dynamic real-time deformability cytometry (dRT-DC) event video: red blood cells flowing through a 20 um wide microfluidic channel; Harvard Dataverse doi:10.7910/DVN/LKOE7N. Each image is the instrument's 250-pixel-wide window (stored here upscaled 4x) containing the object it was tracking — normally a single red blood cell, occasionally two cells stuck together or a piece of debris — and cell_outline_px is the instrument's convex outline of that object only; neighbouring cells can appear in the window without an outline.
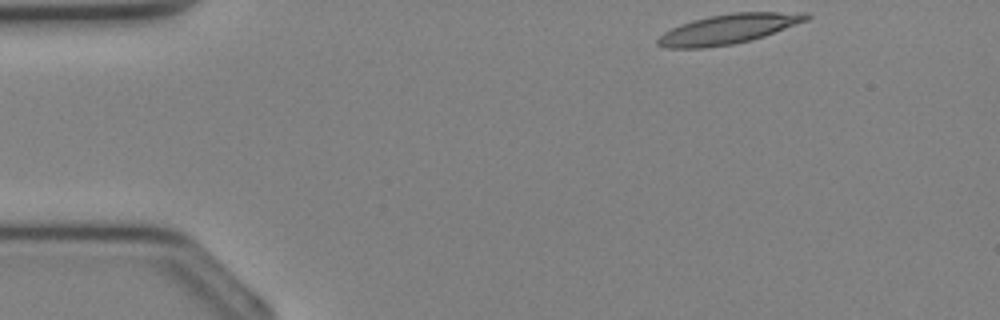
{"species": "Egyptian fruit bat (a non-hibernating species)", "species_latin": "Rousettus aegyptiacus", "temperature_condition": "cold", "stored_images_in_passage": 32, "camera_frame_rate_fps": 3000, "um_per_image_px": 0.085, "animal": {"sex": "female"}, "frame": {"image": 1, "passage_image": 1, "time_ms": 0.0, "image_size_px": [1000, 320], "cell_outline_px": [[812, 16], [808, 20], [764, 36], [752, 40], [732, 44], [704, 48], [664, 48], [656, 44], [656, 40], [664, 32], [680, 24], [692, 20], [708, 16], [732, 12], [808, 12]], "centroid_in_image_um": [61.92, 2.46], "position_along_channel_um": 23.1, "area_um2": 25.89}}
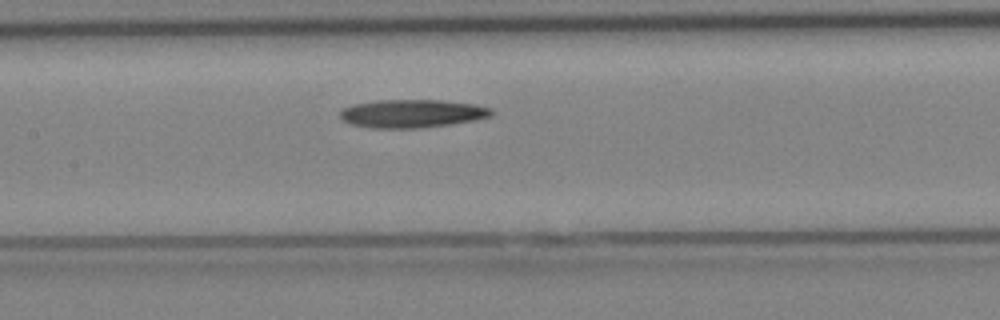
{"frame": {"image": 2, "passage_image": 13, "time_ms": 4.0, "image_size_px": [1000, 320], "cell_outline_px": [[492, 116], [476, 120], [448, 124], [416, 128], [372, 128], [352, 124], [344, 120], [340, 116], [340, 112], [344, 108], [352, 104], [376, 100], [444, 100], [476, 104], [492, 108]], "centroid_in_image_um": [35.05, 9.64], "position_along_channel_um": 172.4, "area_um2": 24.85}}
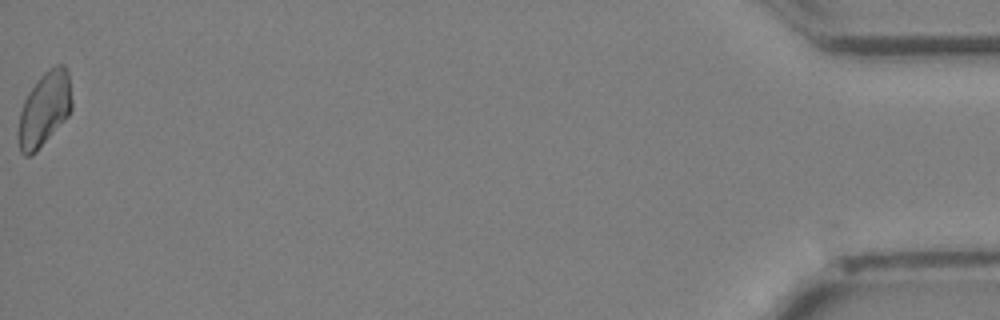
{"frame": {"image": 3, "passage_image": 32, "time_ms": 10.333, "image_size_px": [1000, 320], "cell_outline_px": [[72, 108], [68, 116], [36, 152], [32, 156], [24, 156], [20, 152], [16, 136], [16, 132], [20, 112], [24, 100], [28, 92], [40, 76], [48, 68], [56, 64], [64, 64], [68, 72], [72, 100]], "centroid_in_image_um": [3.74, 9.29], "position_along_channel_um": 431.5, "area_um2": 23.52}}